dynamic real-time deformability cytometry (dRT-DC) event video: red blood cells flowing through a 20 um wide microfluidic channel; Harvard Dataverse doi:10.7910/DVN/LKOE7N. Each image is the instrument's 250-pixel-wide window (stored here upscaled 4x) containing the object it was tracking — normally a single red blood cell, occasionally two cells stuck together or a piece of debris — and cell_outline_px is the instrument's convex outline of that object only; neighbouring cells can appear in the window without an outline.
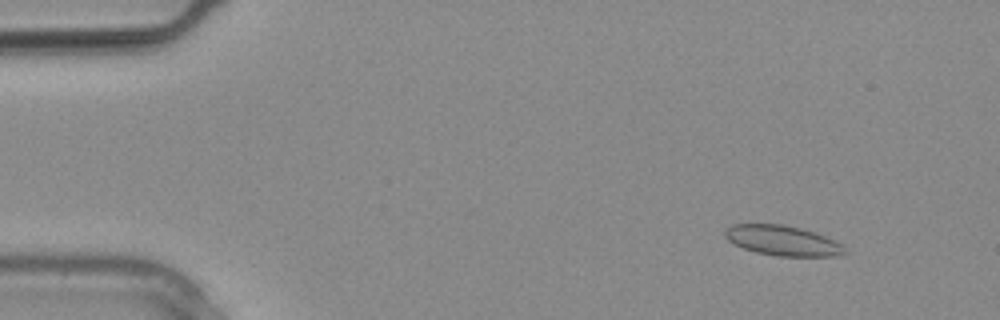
{"species": "common noctule bat (a hibernating species)", "species_latin": "Nyctalus noctula", "temperature_condition": "warm", "stored_images_in_passage": 8, "camera_frame_rate_fps": 3000, "um_per_image_px": 0.085, "animal": {"sex": "male", "body_mass_g": 20.4}, "frame": {"image": 1, "passage_image": 3, "time_ms": 0.667, "image_size_px": [1000, 320], "cell_outline_px": [[848, 252], [836, 256], [776, 256], [756, 252], [744, 248], [728, 240], [724, 236], [724, 228], [732, 224], [784, 224], [816, 232], [844, 244]], "centroid_in_image_um": [66.55, 20.44], "position_along_channel_um": 18.5, "area_um2": 21.21}}